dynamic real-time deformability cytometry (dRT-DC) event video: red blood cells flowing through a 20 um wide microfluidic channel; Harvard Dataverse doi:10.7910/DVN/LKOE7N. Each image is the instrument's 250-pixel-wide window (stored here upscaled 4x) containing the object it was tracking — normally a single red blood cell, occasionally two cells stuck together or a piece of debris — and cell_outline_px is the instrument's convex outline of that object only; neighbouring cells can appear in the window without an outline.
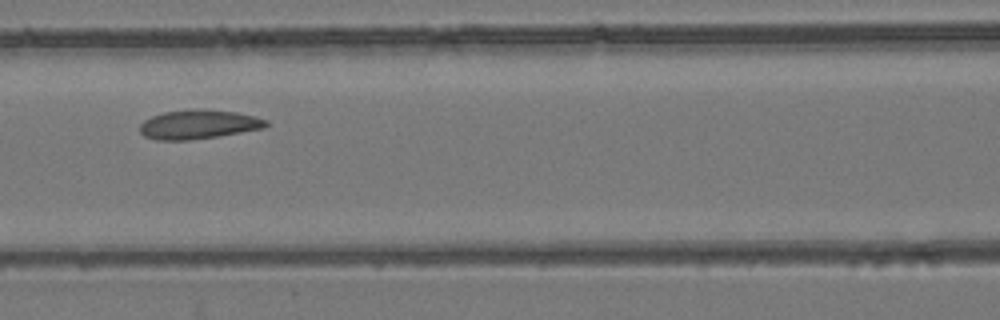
{"species": "common noctule bat (a hibernating species)", "species_latin": "Nyctalus noctula", "temperature_condition": "room temperature", "stored_images_in_passage": 7, "camera_frame_rate_fps": 3000, "um_per_image_px": 0.085, "animal": {"sex": "female", "body_mass_g": 24.6, "forearm_length_mm": 56.2}, "frame": {"image": 1, "passage_image": 5, "time_ms": 1.333, "image_size_px": [1000, 320], "cell_outline_px": [[268, 124], [264, 128], [192, 140], [156, 140], [144, 136], [140, 132], [140, 124], [144, 120], [152, 116], [164, 112], [192, 108], [236, 112], [256, 116], [268, 120]], "centroid_in_image_um": [16.86, 10.57], "position_along_channel_um": 149.7, "area_um2": 21.44}}
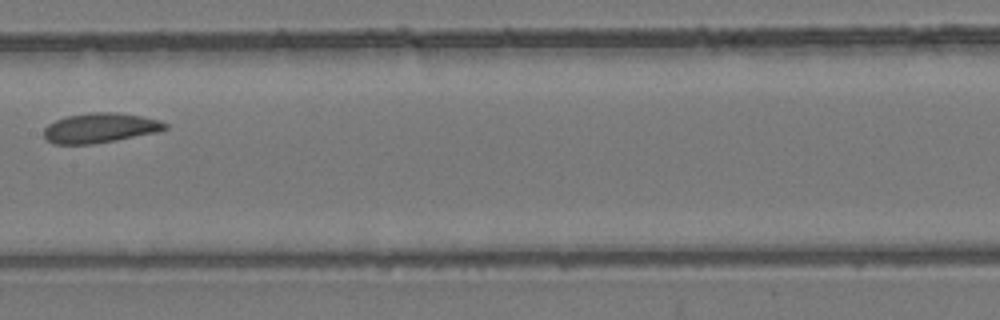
{"frame": {"image": 2, "passage_image": 6, "time_ms": 1.667, "image_size_px": [1000, 320], "cell_outline_px": [[168, 128], [156, 132], [116, 140], [92, 144], [52, 144], [44, 140], [44, 128], [48, 124], [56, 120], [68, 116], [92, 112], [112, 112], [140, 116], [160, 120], [168, 124]], "centroid_in_image_um": [8.47, 10.88], "position_along_channel_um": 198.9, "area_um2": 20.98}}
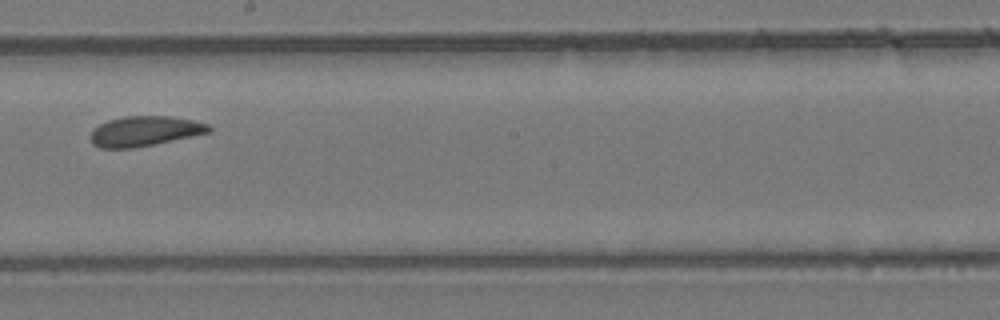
{"frame": {"image": 3, "passage_image": 7, "time_ms": 2.0, "image_size_px": [1000, 320], "cell_outline_px": [[212, 132], [132, 148], [100, 148], [92, 144], [88, 136], [92, 128], [108, 120], [124, 116], [172, 116], [192, 120], [208, 124], [212, 128]], "centroid_in_image_um": [12.25, 11.14], "position_along_channel_um": 235.9, "area_um2": 20.81}}